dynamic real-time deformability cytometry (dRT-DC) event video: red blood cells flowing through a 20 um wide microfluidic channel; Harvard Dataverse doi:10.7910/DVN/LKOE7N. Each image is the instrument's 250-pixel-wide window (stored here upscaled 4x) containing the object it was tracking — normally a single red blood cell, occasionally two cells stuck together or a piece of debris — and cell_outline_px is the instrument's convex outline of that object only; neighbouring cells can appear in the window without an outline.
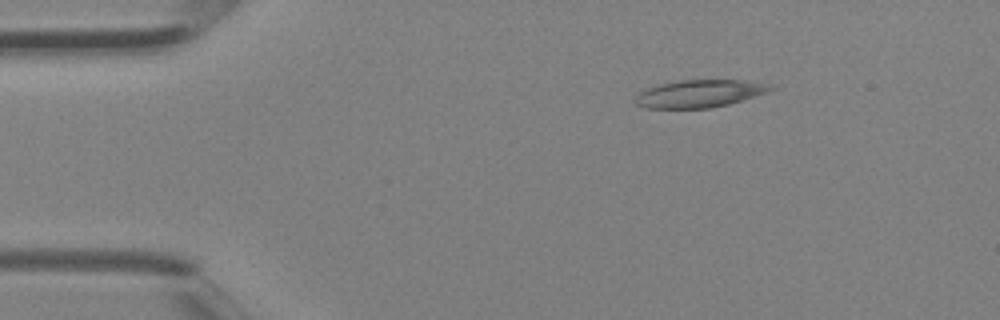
{"species": "Egyptian fruit bat (a non-hibernating species)", "species_latin": "Rousettus aegyptiacus", "temperature_condition": "room temperature", "stored_images_in_passage": 3, "camera_frame_rate_fps": 3000, "um_per_image_px": 0.085, "animal": {"sex": "female"}, "frame": {"image": 1, "passage_image": 2, "time_ms": 0.333, "image_size_px": [1000, 320], "cell_outline_px": [[776, 88], [768, 92], [728, 104], [708, 108], [644, 108], [636, 104], [636, 96], [640, 92], [648, 88], [660, 84], [680, 80], [744, 80], [764, 84]], "centroid_in_image_um": [59.44, 7.96], "position_along_channel_um": 25.6, "area_um2": 21.39}}